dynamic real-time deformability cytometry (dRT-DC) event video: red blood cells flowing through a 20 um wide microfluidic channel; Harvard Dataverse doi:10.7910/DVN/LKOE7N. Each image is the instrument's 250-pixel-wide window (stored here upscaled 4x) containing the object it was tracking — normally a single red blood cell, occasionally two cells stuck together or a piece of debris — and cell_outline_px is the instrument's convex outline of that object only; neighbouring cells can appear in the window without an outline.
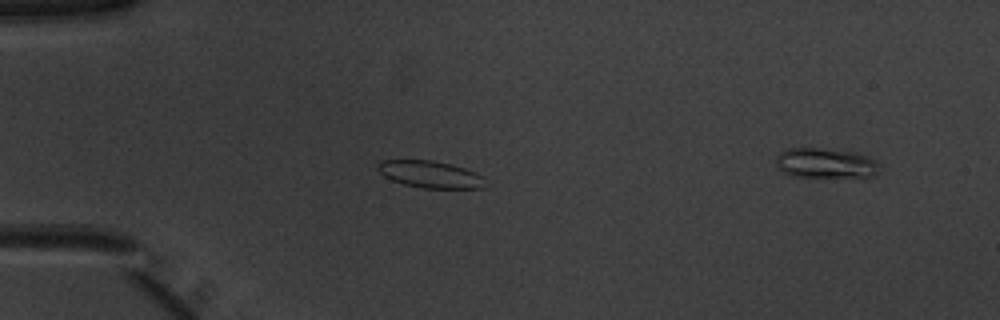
{"species": "common noctule bat (a hibernating species)", "species_latin": "Nyctalus noctula", "temperature_condition": "warm", "stored_images_in_passage": 16, "segment_of_instrument_passage": [1, 2], "camera_frame_rate_fps": 3000, "um_per_image_px": 0.085, "animal": {"sex": "male", "body_mass_g": 20.1, "forearm_length_mm": 53.5}, "frame": {"image": 1, "passage_image": 14, "time_ms": 4.333, "image_size_px": [1000, 320], "cell_outline_px": [[484, 188], [424, 188], [404, 184], [392, 180], [384, 176], [376, 168], [376, 164], [380, 160], [432, 160], [452, 164], [464, 168], [480, 176]], "centroid_in_image_um": [36.47, 14.8], "position_along_channel_um": 48.5, "area_um2": 16.65}}